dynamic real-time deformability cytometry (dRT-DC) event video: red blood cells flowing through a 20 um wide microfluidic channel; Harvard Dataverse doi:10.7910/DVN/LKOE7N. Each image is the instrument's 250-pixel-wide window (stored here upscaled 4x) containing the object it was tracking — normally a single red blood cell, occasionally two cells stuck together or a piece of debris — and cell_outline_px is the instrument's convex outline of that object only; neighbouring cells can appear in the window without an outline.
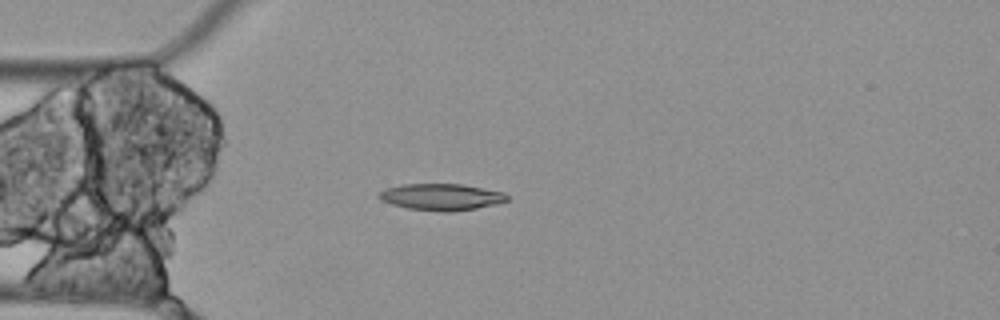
{"species": "Egyptian fruit bat (a non-hibernating species)", "species_latin": "Rousettus aegyptiacus", "temperature_condition": "cold", "stored_images_in_passage": 5, "segment_of_instrument_passage": [1, 2], "camera_frame_rate_fps": 3000, "um_per_image_px": 0.085, "animal": {"sex": "female"}, "frame": {"image": 1, "passage_image": 4, "time_ms": 1.0, "image_size_px": [1000, 320], "cell_outline_px": [[508, 200], [496, 204], [476, 208], [452, 212], [440, 212], [408, 208], [392, 204], [380, 200], [376, 196], [384, 188], [400, 184], [464, 184], [504, 192], [508, 196]], "centroid_in_image_um": [37.49, 16.73], "position_along_channel_um": 47.5, "area_um2": 20.06}}